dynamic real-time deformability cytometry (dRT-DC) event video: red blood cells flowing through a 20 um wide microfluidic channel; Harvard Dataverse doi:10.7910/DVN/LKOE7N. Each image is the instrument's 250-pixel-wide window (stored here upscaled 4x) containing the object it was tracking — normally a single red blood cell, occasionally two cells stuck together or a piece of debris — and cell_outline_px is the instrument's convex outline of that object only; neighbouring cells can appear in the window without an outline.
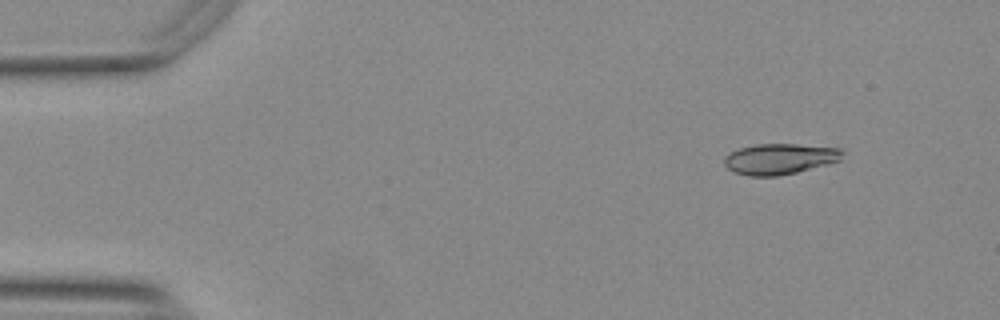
{"species": "Egyptian fruit bat (a non-hibernating species)", "species_latin": "Rousettus aegyptiacus", "temperature_condition": "warm", "stored_images_in_passage": 49, "camera_frame_rate_fps": 3000, "um_per_image_px": 0.085, "animal": {"sex": "female"}, "frame": {"image": 1, "passage_image": 1, "time_ms": 0.0, "image_size_px": [1000, 320], "cell_outline_px": [[844, 152], [840, 160], [828, 164], [796, 172], [776, 176], [748, 176], [736, 172], [728, 168], [724, 164], [724, 156], [740, 148], [756, 144], [796, 144], [840, 148]], "centroid_in_image_um": [66.28, 13.5], "position_along_channel_um": 18.7, "area_um2": 21.04}}
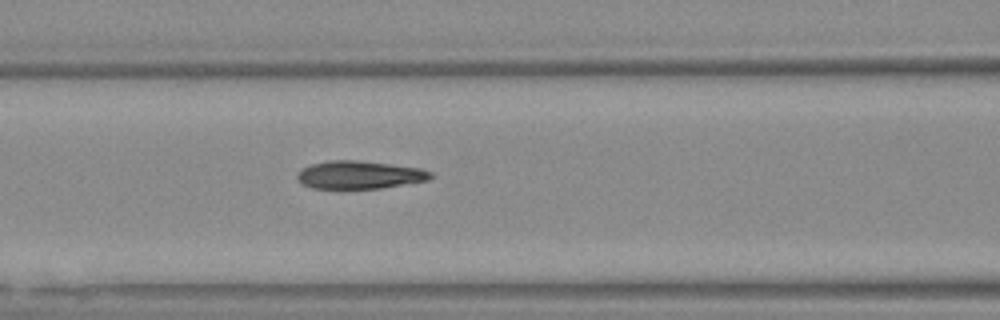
{"frame": {"image": 2, "passage_image": 18, "time_ms": 5.667, "image_size_px": [1000, 320], "cell_outline_px": [[432, 176], [428, 180], [380, 188], [312, 188], [296, 180], [296, 172], [300, 168], [312, 164], [328, 160], [356, 160], [420, 168], [432, 172]], "centroid_in_image_um": [30.49, 14.85], "position_along_channel_um": 136.1, "area_um2": 21.62}}
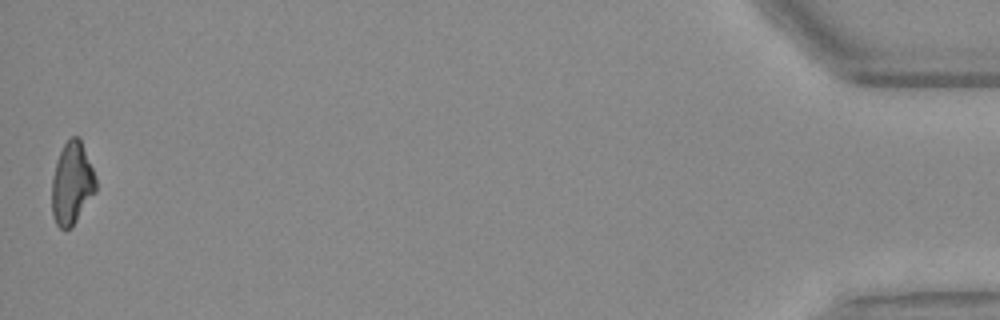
{"frame": {"image": 3, "passage_image": 49, "time_ms": 16.0, "image_size_px": [1000, 320], "cell_outline_px": [[96, 192], [72, 228], [60, 228], [56, 224], [52, 216], [52, 176], [56, 160], [64, 144], [72, 136], [80, 136], [96, 176]], "centroid_in_image_um": [6.12, 15.59], "position_along_channel_um": 429.1, "area_um2": 21.44}, "authors_computed_cell_mechanics": {"area_um2": 21.964, "velocity_mm_per_s": 3.7608, "shape_relaxation_time_tau1_ms": null, "shape_relaxation_time_tau2_ms": 3.4963, "deformation_change_tau1": null, "deformation_change_tau2": 0.1026}}